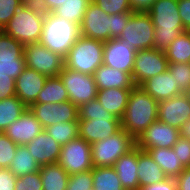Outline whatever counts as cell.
Instances as JSON below:
<instances>
[{
  "mask_svg": "<svg viewBox=\"0 0 190 190\" xmlns=\"http://www.w3.org/2000/svg\"><path fill=\"white\" fill-rule=\"evenodd\" d=\"M79 137L89 144L104 140L121 129L120 119L103 108L97 98L78 108Z\"/></svg>",
  "mask_w": 190,
  "mask_h": 190,
  "instance_id": "obj_1",
  "label": "cell"
},
{
  "mask_svg": "<svg viewBox=\"0 0 190 190\" xmlns=\"http://www.w3.org/2000/svg\"><path fill=\"white\" fill-rule=\"evenodd\" d=\"M156 120H158V101L140 86H134L130 91L124 115L120 119L121 128L137 140Z\"/></svg>",
  "mask_w": 190,
  "mask_h": 190,
  "instance_id": "obj_2",
  "label": "cell"
},
{
  "mask_svg": "<svg viewBox=\"0 0 190 190\" xmlns=\"http://www.w3.org/2000/svg\"><path fill=\"white\" fill-rule=\"evenodd\" d=\"M147 13L155 28L153 48L165 51L185 31L178 11V0H156Z\"/></svg>",
  "mask_w": 190,
  "mask_h": 190,
  "instance_id": "obj_3",
  "label": "cell"
},
{
  "mask_svg": "<svg viewBox=\"0 0 190 190\" xmlns=\"http://www.w3.org/2000/svg\"><path fill=\"white\" fill-rule=\"evenodd\" d=\"M80 26L52 12H45L39 43L54 53L65 57L80 37Z\"/></svg>",
  "mask_w": 190,
  "mask_h": 190,
  "instance_id": "obj_4",
  "label": "cell"
},
{
  "mask_svg": "<svg viewBox=\"0 0 190 190\" xmlns=\"http://www.w3.org/2000/svg\"><path fill=\"white\" fill-rule=\"evenodd\" d=\"M45 12L38 6L23 4L2 30L23 44L39 43Z\"/></svg>",
  "mask_w": 190,
  "mask_h": 190,
  "instance_id": "obj_5",
  "label": "cell"
},
{
  "mask_svg": "<svg viewBox=\"0 0 190 190\" xmlns=\"http://www.w3.org/2000/svg\"><path fill=\"white\" fill-rule=\"evenodd\" d=\"M104 42L80 36L64 57V66L70 70L93 75L103 64Z\"/></svg>",
  "mask_w": 190,
  "mask_h": 190,
  "instance_id": "obj_6",
  "label": "cell"
},
{
  "mask_svg": "<svg viewBox=\"0 0 190 190\" xmlns=\"http://www.w3.org/2000/svg\"><path fill=\"white\" fill-rule=\"evenodd\" d=\"M136 146V140L124 129L91 144L93 167H113L117 159Z\"/></svg>",
  "mask_w": 190,
  "mask_h": 190,
  "instance_id": "obj_7",
  "label": "cell"
},
{
  "mask_svg": "<svg viewBox=\"0 0 190 190\" xmlns=\"http://www.w3.org/2000/svg\"><path fill=\"white\" fill-rule=\"evenodd\" d=\"M154 30L151 16L147 12H131L119 39L125 40L136 51L152 49Z\"/></svg>",
  "mask_w": 190,
  "mask_h": 190,
  "instance_id": "obj_8",
  "label": "cell"
},
{
  "mask_svg": "<svg viewBox=\"0 0 190 190\" xmlns=\"http://www.w3.org/2000/svg\"><path fill=\"white\" fill-rule=\"evenodd\" d=\"M65 86L69 100L78 108L97 98V85L93 75L73 71L63 66L58 75Z\"/></svg>",
  "mask_w": 190,
  "mask_h": 190,
  "instance_id": "obj_9",
  "label": "cell"
},
{
  "mask_svg": "<svg viewBox=\"0 0 190 190\" xmlns=\"http://www.w3.org/2000/svg\"><path fill=\"white\" fill-rule=\"evenodd\" d=\"M24 58L26 67L47 77L58 76L64 66L63 57L40 43L26 44L24 46Z\"/></svg>",
  "mask_w": 190,
  "mask_h": 190,
  "instance_id": "obj_10",
  "label": "cell"
},
{
  "mask_svg": "<svg viewBox=\"0 0 190 190\" xmlns=\"http://www.w3.org/2000/svg\"><path fill=\"white\" fill-rule=\"evenodd\" d=\"M58 163L69 174L92 170L91 144L78 137L61 146Z\"/></svg>",
  "mask_w": 190,
  "mask_h": 190,
  "instance_id": "obj_11",
  "label": "cell"
},
{
  "mask_svg": "<svg viewBox=\"0 0 190 190\" xmlns=\"http://www.w3.org/2000/svg\"><path fill=\"white\" fill-rule=\"evenodd\" d=\"M169 62L164 51L144 49L137 51L132 70L135 86H140L147 79L161 74L168 69Z\"/></svg>",
  "mask_w": 190,
  "mask_h": 190,
  "instance_id": "obj_12",
  "label": "cell"
},
{
  "mask_svg": "<svg viewBox=\"0 0 190 190\" xmlns=\"http://www.w3.org/2000/svg\"><path fill=\"white\" fill-rule=\"evenodd\" d=\"M45 129L59 122L78 121V107L70 100L62 103H33L28 107Z\"/></svg>",
  "mask_w": 190,
  "mask_h": 190,
  "instance_id": "obj_13",
  "label": "cell"
},
{
  "mask_svg": "<svg viewBox=\"0 0 190 190\" xmlns=\"http://www.w3.org/2000/svg\"><path fill=\"white\" fill-rule=\"evenodd\" d=\"M179 138V129L156 120L137 138L136 145L143 151L160 147L172 148Z\"/></svg>",
  "mask_w": 190,
  "mask_h": 190,
  "instance_id": "obj_14",
  "label": "cell"
},
{
  "mask_svg": "<svg viewBox=\"0 0 190 190\" xmlns=\"http://www.w3.org/2000/svg\"><path fill=\"white\" fill-rule=\"evenodd\" d=\"M80 35L106 42L111 39V15L91 2L80 25Z\"/></svg>",
  "mask_w": 190,
  "mask_h": 190,
  "instance_id": "obj_15",
  "label": "cell"
},
{
  "mask_svg": "<svg viewBox=\"0 0 190 190\" xmlns=\"http://www.w3.org/2000/svg\"><path fill=\"white\" fill-rule=\"evenodd\" d=\"M137 51L125 40L112 38L104 42L103 64L127 72L132 76Z\"/></svg>",
  "mask_w": 190,
  "mask_h": 190,
  "instance_id": "obj_16",
  "label": "cell"
},
{
  "mask_svg": "<svg viewBox=\"0 0 190 190\" xmlns=\"http://www.w3.org/2000/svg\"><path fill=\"white\" fill-rule=\"evenodd\" d=\"M190 118V100L183 93L158 102V120L180 129Z\"/></svg>",
  "mask_w": 190,
  "mask_h": 190,
  "instance_id": "obj_17",
  "label": "cell"
},
{
  "mask_svg": "<svg viewBox=\"0 0 190 190\" xmlns=\"http://www.w3.org/2000/svg\"><path fill=\"white\" fill-rule=\"evenodd\" d=\"M41 123L35 118L29 108L15 121H13L4 133L16 144L25 145L31 142L43 131Z\"/></svg>",
  "mask_w": 190,
  "mask_h": 190,
  "instance_id": "obj_18",
  "label": "cell"
},
{
  "mask_svg": "<svg viewBox=\"0 0 190 190\" xmlns=\"http://www.w3.org/2000/svg\"><path fill=\"white\" fill-rule=\"evenodd\" d=\"M47 76L26 67L15 80L16 96L29 107L44 87Z\"/></svg>",
  "mask_w": 190,
  "mask_h": 190,
  "instance_id": "obj_19",
  "label": "cell"
},
{
  "mask_svg": "<svg viewBox=\"0 0 190 190\" xmlns=\"http://www.w3.org/2000/svg\"><path fill=\"white\" fill-rule=\"evenodd\" d=\"M29 153L40 165L58 163L61 145L46 130L41 131L31 142L25 144Z\"/></svg>",
  "mask_w": 190,
  "mask_h": 190,
  "instance_id": "obj_20",
  "label": "cell"
},
{
  "mask_svg": "<svg viewBox=\"0 0 190 190\" xmlns=\"http://www.w3.org/2000/svg\"><path fill=\"white\" fill-rule=\"evenodd\" d=\"M140 87L158 102L183 94L169 69L147 79Z\"/></svg>",
  "mask_w": 190,
  "mask_h": 190,
  "instance_id": "obj_21",
  "label": "cell"
},
{
  "mask_svg": "<svg viewBox=\"0 0 190 190\" xmlns=\"http://www.w3.org/2000/svg\"><path fill=\"white\" fill-rule=\"evenodd\" d=\"M118 178L121 181L122 187L125 190H138L139 178L137 175L138 169V146L136 145L125 155H122L113 165Z\"/></svg>",
  "mask_w": 190,
  "mask_h": 190,
  "instance_id": "obj_22",
  "label": "cell"
},
{
  "mask_svg": "<svg viewBox=\"0 0 190 190\" xmlns=\"http://www.w3.org/2000/svg\"><path fill=\"white\" fill-rule=\"evenodd\" d=\"M93 76L98 90L110 88L132 89L135 86L129 73L105 64L99 66Z\"/></svg>",
  "mask_w": 190,
  "mask_h": 190,
  "instance_id": "obj_23",
  "label": "cell"
},
{
  "mask_svg": "<svg viewBox=\"0 0 190 190\" xmlns=\"http://www.w3.org/2000/svg\"><path fill=\"white\" fill-rule=\"evenodd\" d=\"M139 186H147L162 182L168 178L166 173L153 160L147 151L138 147V169Z\"/></svg>",
  "mask_w": 190,
  "mask_h": 190,
  "instance_id": "obj_24",
  "label": "cell"
},
{
  "mask_svg": "<svg viewBox=\"0 0 190 190\" xmlns=\"http://www.w3.org/2000/svg\"><path fill=\"white\" fill-rule=\"evenodd\" d=\"M131 89L110 88L97 91V99L103 108L119 119L124 115Z\"/></svg>",
  "mask_w": 190,
  "mask_h": 190,
  "instance_id": "obj_25",
  "label": "cell"
},
{
  "mask_svg": "<svg viewBox=\"0 0 190 190\" xmlns=\"http://www.w3.org/2000/svg\"><path fill=\"white\" fill-rule=\"evenodd\" d=\"M153 160L166 173L168 178L178 177L185 167L182 165L173 148H154L146 150Z\"/></svg>",
  "mask_w": 190,
  "mask_h": 190,
  "instance_id": "obj_26",
  "label": "cell"
},
{
  "mask_svg": "<svg viewBox=\"0 0 190 190\" xmlns=\"http://www.w3.org/2000/svg\"><path fill=\"white\" fill-rule=\"evenodd\" d=\"M43 190H66L69 181V174L59 163L40 166Z\"/></svg>",
  "mask_w": 190,
  "mask_h": 190,
  "instance_id": "obj_27",
  "label": "cell"
},
{
  "mask_svg": "<svg viewBox=\"0 0 190 190\" xmlns=\"http://www.w3.org/2000/svg\"><path fill=\"white\" fill-rule=\"evenodd\" d=\"M69 100L68 92L59 76L48 77L34 103H62Z\"/></svg>",
  "mask_w": 190,
  "mask_h": 190,
  "instance_id": "obj_28",
  "label": "cell"
},
{
  "mask_svg": "<svg viewBox=\"0 0 190 190\" xmlns=\"http://www.w3.org/2000/svg\"><path fill=\"white\" fill-rule=\"evenodd\" d=\"M40 165L36 162L33 156L29 153L25 145H18L14 158L11 161L8 169L17 177L35 173L39 171Z\"/></svg>",
  "mask_w": 190,
  "mask_h": 190,
  "instance_id": "obj_29",
  "label": "cell"
},
{
  "mask_svg": "<svg viewBox=\"0 0 190 190\" xmlns=\"http://www.w3.org/2000/svg\"><path fill=\"white\" fill-rule=\"evenodd\" d=\"M27 108L16 95L0 100V132H4Z\"/></svg>",
  "mask_w": 190,
  "mask_h": 190,
  "instance_id": "obj_30",
  "label": "cell"
},
{
  "mask_svg": "<svg viewBox=\"0 0 190 190\" xmlns=\"http://www.w3.org/2000/svg\"><path fill=\"white\" fill-rule=\"evenodd\" d=\"M164 52L169 63H189L190 31L182 32Z\"/></svg>",
  "mask_w": 190,
  "mask_h": 190,
  "instance_id": "obj_31",
  "label": "cell"
},
{
  "mask_svg": "<svg viewBox=\"0 0 190 190\" xmlns=\"http://www.w3.org/2000/svg\"><path fill=\"white\" fill-rule=\"evenodd\" d=\"M91 2L92 0H66L62 6L54 9L52 13L80 26Z\"/></svg>",
  "mask_w": 190,
  "mask_h": 190,
  "instance_id": "obj_32",
  "label": "cell"
},
{
  "mask_svg": "<svg viewBox=\"0 0 190 190\" xmlns=\"http://www.w3.org/2000/svg\"><path fill=\"white\" fill-rule=\"evenodd\" d=\"M93 190H125L113 167H93Z\"/></svg>",
  "mask_w": 190,
  "mask_h": 190,
  "instance_id": "obj_33",
  "label": "cell"
},
{
  "mask_svg": "<svg viewBox=\"0 0 190 190\" xmlns=\"http://www.w3.org/2000/svg\"><path fill=\"white\" fill-rule=\"evenodd\" d=\"M44 130L61 146L79 137L78 121L59 122Z\"/></svg>",
  "mask_w": 190,
  "mask_h": 190,
  "instance_id": "obj_34",
  "label": "cell"
},
{
  "mask_svg": "<svg viewBox=\"0 0 190 190\" xmlns=\"http://www.w3.org/2000/svg\"><path fill=\"white\" fill-rule=\"evenodd\" d=\"M24 58V45L0 30V59Z\"/></svg>",
  "mask_w": 190,
  "mask_h": 190,
  "instance_id": "obj_35",
  "label": "cell"
},
{
  "mask_svg": "<svg viewBox=\"0 0 190 190\" xmlns=\"http://www.w3.org/2000/svg\"><path fill=\"white\" fill-rule=\"evenodd\" d=\"M168 69L174 73V80L179 89L184 93L190 86V64L189 63H169Z\"/></svg>",
  "mask_w": 190,
  "mask_h": 190,
  "instance_id": "obj_36",
  "label": "cell"
},
{
  "mask_svg": "<svg viewBox=\"0 0 190 190\" xmlns=\"http://www.w3.org/2000/svg\"><path fill=\"white\" fill-rule=\"evenodd\" d=\"M18 144L4 132H0V168H8L14 158Z\"/></svg>",
  "mask_w": 190,
  "mask_h": 190,
  "instance_id": "obj_37",
  "label": "cell"
},
{
  "mask_svg": "<svg viewBox=\"0 0 190 190\" xmlns=\"http://www.w3.org/2000/svg\"><path fill=\"white\" fill-rule=\"evenodd\" d=\"M66 190H93V168L89 171L69 175Z\"/></svg>",
  "mask_w": 190,
  "mask_h": 190,
  "instance_id": "obj_38",
  "label": "cell"
},
{
  "mask_svg": "<svg viewBox=\"0 0 190 190\" xmlns=\"http://www.w3.org/2000/svg\"><path fill=\"white\" fill-rule=\"evenodd\" d=\"M26 68L25 58L0 59V75L17 79Z\"/></svg>",
  "mask_w": 190,
  "mask_h": 190,
  "instance_id": "obj_39",
  "label": "cell"
},
{
  "mask_svg": "<svg viewBox=\"0 0 190 190\" xmlns=\"http://www.w3.org/2000/svg\"><path fill=\"white\" fill-rule=\"evenodd\" d=\"M92 2L109 15L133 12L128 0H92Z\"/></svg>",
  "mask_w": 190,
  "mask_h": 190,
  "instance_id": "obj_40",
  "label": "cell"
},
{
  "mask_svg": "<svg viewBox=\"0 0 190 190\" xmlns=\"http://www.w3.org/2000/svg\"><path fill=\"white\" fill-rule=\"evenodd\" d=\"M22 5V0H0V30L4 29Z\"/></svg>",
  "mask_w": 190,
  "mask_h": 190,
  "instance_id": "obj_41",
  "label": "cell"
},
{
  "mask_svg": "<svg viewBox=\"0 0 190 190\" xmlns=\"http://www.w3.org/2000/svg\"><path fill=\"white\" fill-rule=\"evenodd\" d=\"M15 190H43L39 171L17 178Z\"/></svg>",
  "mask_w": 190,
  "mask_h": 190,
  "instance_id": "obj_42",
  "label": "cell"
},
{
  "mask_svg": "<svg viewBox=\"0 0 190 190\" xmlns=\"http://www.w3.org/2000/svg\"><path fill=\"white\" fill-rule=\"evenodd\" d=\"M185 168L190 167V140L180 137L172 147Z\"/></svg>",
  "mask_w": 190,
  "mask_h": 190,
  "instance_id": "obj_43",
  "label": "cell"
},
{
  "mask_svg": "<svg viewBox=\"0 0 190 190\" xmlns=\"http://www.w3.org/2000/svg\"><path fill=\"white\" fill-rule=\"evenodd\" d=\"M130 18V13H117L111 15V39L119 38Z\"/></svg>",
  "mask_w": 190,
  "mask_h": 190,
  "instance_id": "obj_44",
  "label": "cell"
},
{
  "mask_svg": "<svg viewBox=\"0 0 190 190\" xmlns=\"http://www.w3.org/2000/svg\"><path fill=\"white\" fill-rule=\"evenodd\" d=\"M16 95L15 79L10 76L0 75V100Z\"/></svg>",
  "mask_w": 190,
  "mask_h": 190,
  "instance_id": "obj_45",
  "label": "cell"
},
{
  "mask_svg": "<svg viewBox=\"0 0 190 190\" xmlns=\"http://www.w3.org/2000/svg\"><path fill=\"white\" fill-rule=\"evenodd\" d=\"M17 177L8 169L0 168V190H15Z\"/></svg>",
  "mask_w": 190,
  "mask_h": 190,
  "instance_id": "obj_46",
  "label": "cell"
},
{
  "mask_svg": "<svg viewBox=\"0 0 190 190\" xmlns=\"http://www.w3.org/2000/svg\"><path fill=\"white\" fill-rule=\"evenodd\" d=\"M178 11L185 31H190V0H178Z\"/></svg>",
  "mask_w": 190,
  "mask_h": 190,
  "instance_id": "obj_47",
  "label": "cell"
},
{
  "mask_svg": "<svg viewBox=\"0 0 190 190\" xmlns=\"http://www.w3.org/2000/svg\"><path fill=\"white\" fill-rule=\"evenodd\" d=\"M138 190H177L175 178H167L162 182L141 186Z\"/></svg>",
  "mask_w": 190,
  "mask_h": 190,
  "instance_id": "obj_48",
  "label": "cell"
},
{
  "mask_svg": "<svg viewBox=\"0 0 190 190\" xmlns=\"http://www.w3.org/2000/svg\"><path fill=\"white\" fill-rule=\"evenodd\" d=\"M133 12H147L156 0H128Z\"/></svg>",
  "mask_w": 190,
  "mask_h": 190,
  "instance_id": "obj_49",
  "label": "cell"
},
{
  "mask_svg": "<svg viewBox=\"0 0 190 190\" xmlns=\"http://www.w3.org/2000/svg\"><path fill=\"white\" fill-rule=\"evenodd\" d=\"M175 180L177 190H190V167L185 168Z\"/></svg>",
  "mask_w": 190,
  "mask_h": 190,
  "instance_id": "obj_50",
  "label": "cell"
},
{
  "mask_svg": "<svg viewBox=\"0 0 190 190\" xmlns=\"http://www.w3.org/2000/svg\"><path fill=\"white\" fill-rule=\"evenodd\" d=\"M66 0H41L38 6L44 11V12H52L57 7L62 6V4Z\"/></svg>",
  "mask_w": 190,
  "mask_h": 190,
  "instance_id": "obj_51",
  "label": "cell"
},
{
  "mask_svg": "<svg viewBox=\"0 0 190 190\" xmlns=\"http://www.w3.org/2000/svg\"><path fill=\"white\" fill-rule=\"evenodd\" d=\"M179 132L180 137L190 140V118L184 124L181 125Z\"/></svg>",
  "mask_w": 190,
  "mask_h": 190,
  "instance_id": "obj_52",
  "label": "cell"
},
{
  "mask_svg": "<svg viewBox=\"0 0 190 190\" xmlns=\"http://www.w3.org/2000/svg\"><path fill=\"white\" fill-rule=\"evenodd\" d=\"M41 0H22L23 4L38 5Z\"/></svg>",
  "mask_w": 190,
  "mask_h": 190,
  "instance_id": "obj_53",
  "label": "cell"
},
{
  "mask_svg": "<svg viewBox=\"0 0 190 190\" xmlns=\"http://www.w3.org/2000/svg\"><path fill=\"white\" fill-rule=\"evenodd\" d=\"M184 94L188 97V99L190 100V86L188 87V89L184 92Z\"/></svg>",
  "mask_w": 190,
  "mask_h": 190,
  "instance_id": "obj_54",
  "label": "cell"
}]
</instances>
